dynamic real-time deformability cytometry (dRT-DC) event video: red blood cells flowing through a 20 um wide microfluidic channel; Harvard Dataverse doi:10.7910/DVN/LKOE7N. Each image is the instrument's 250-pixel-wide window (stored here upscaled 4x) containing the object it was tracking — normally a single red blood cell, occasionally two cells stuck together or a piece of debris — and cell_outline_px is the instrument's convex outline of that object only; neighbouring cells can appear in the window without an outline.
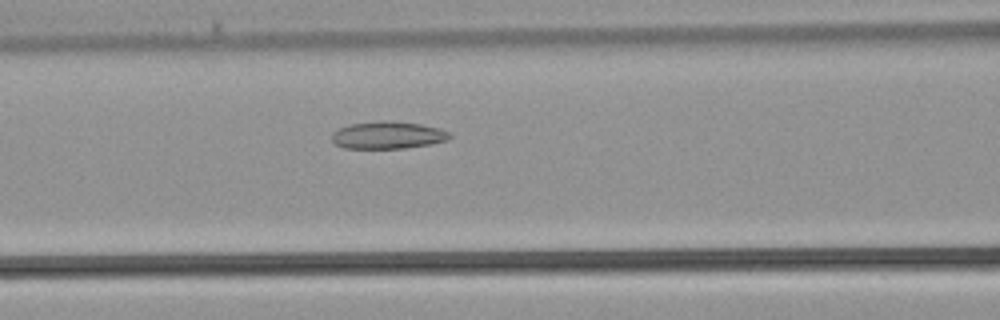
{"species": "common noctule bat (a hibernating species)", "species_latin": "Nyctalus noctula", "temperature_condition": "warm", "stored_images_in_passage": 32, "camera_frame_rate_fps": 3000, "um_per_image_px": 0.085, "animal": {"sex": "male", "body_mass_g": 21.5, "forearm_length_mm": 52.0}, "frame": {"image": 1, "passage_image": 12, "time_ms": 3.667, "image_size_px": [1000, 320], "cell_outline_px": [[452, 136], [448, 140], [432, 144], [404, 148], [344, 148], [336, 144], [332, 140], [332, 132], [348, 124], [384, 120], [420, 124], [440, 128], [452, 132]], "centroid_in_image_um": [33.0, 11.48], "position_along_channel_um": 133.6, "area_um2": 18.9}}
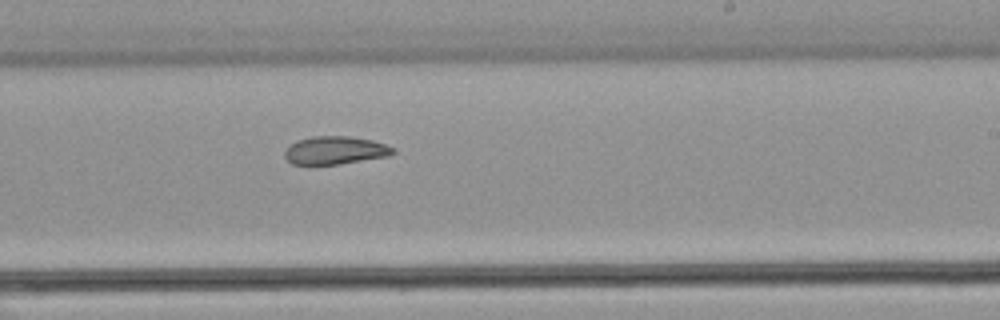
{"frame": {"image": 2, "passage_image": 19, "time_ms": 6.0, "image_size_px": [1000, 320], "cell_outline_px": [[396, 152], [388, 156], [340, 164], [292, 164], [284, 156], [284, 152], [296, 140], [312, 136], [352, 136], [372, 140], [396, 148]], "centroid_in_image_um": [28.52, 12.77], "position_along_channel_um": 260.5, "area_um2": 17.69}}
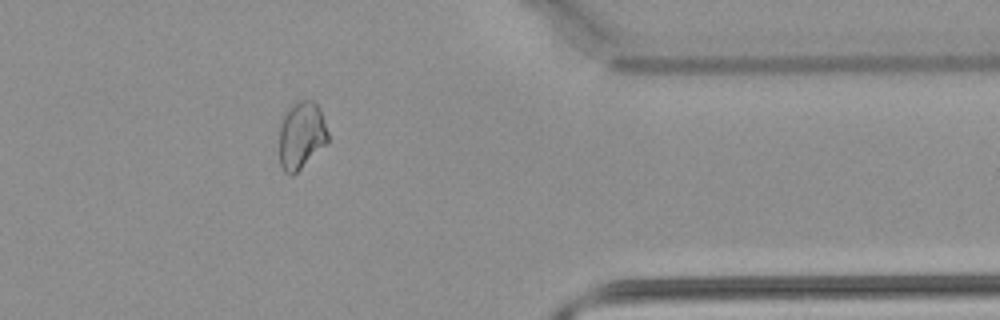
{"frame": {"image": 3, "passage_image": 27, "time_ms": 8.667, "image_size_px": [1000, 320], "cell_outline_px": [[328, 144], [292, 176], [284, 172], [280, 164], [280, 120], [288, 108], [296, 100], [312, 100], [316, 104], [324, 120], [328, 132]], "centroid_in_image_um": [25.61, 11.51], "position_along_channel_um": 385.8, "area_um2": 19.31}}